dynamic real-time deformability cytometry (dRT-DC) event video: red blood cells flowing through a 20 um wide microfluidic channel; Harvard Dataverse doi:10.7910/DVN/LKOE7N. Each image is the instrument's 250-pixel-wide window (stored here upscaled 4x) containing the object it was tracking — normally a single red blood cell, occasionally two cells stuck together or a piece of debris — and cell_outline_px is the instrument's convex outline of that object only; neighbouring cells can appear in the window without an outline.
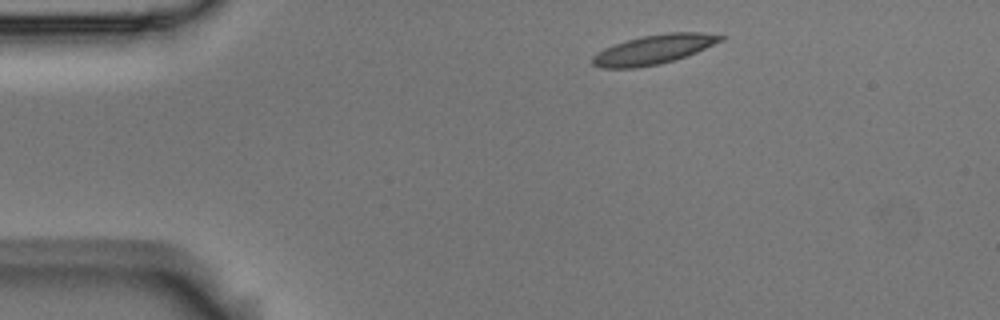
{"species": "Egyptian fruit bat (a non-hibernating species)", "species_latin": "Rousettus aegyptiacus", "temperature_condition": "room temperature", "stored_images_in_passage": 4, "camera_frame_rate_fps": 3000, "um_per_image_px": 0.085, "animal": {"sex": "male"}, "frame": {"image": 1, "passage_image": 1, "time_ms": 0.0, "image_size_px": [1000, 320], "cell_outline_px": [[728, 36], [724, 40], [696, 52], [660, 64], [636, 68], [604, 68], [592, 64], [592, 56], [596, 52], [604, 48], [640, 36], [668, 32], [700, 32]], "centroid_in_image_um": [55.58, 4.2], "position_along_channel_um": 29.4, "area_um2": 21.85}}
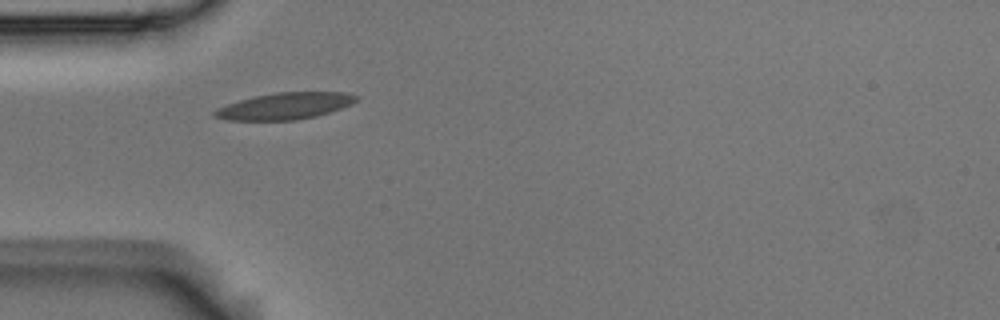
{"frame": {"image": 2, "passage_image": 3, "time_ms": 0.667, "image_size_px": [1000, 320], "cell_outline_px": [[360, 96], [352, 104], [316, 116], [296, 120], [228, 120], [212, 116], [212, 112], [216, 108], [240, 100], [256, 96], [276, 92], [344, 92]], "centroid_in_image_um": [24.2, 9.01], "position_along_channel_um": 60.8, "area_um2": 21.85}}
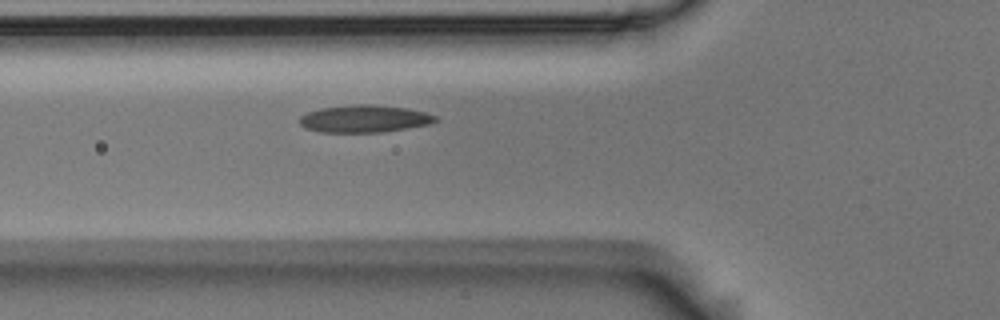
{"frame": {"image": 3, "passage_image": 4, "time_ms": 1.0, "image_size_px": [1000, 320], "cell_outline_px": [[440, 120], [428, 124], [408, 128], [380, 132], [320, 132], [304, 128], [300, 124], [300, 116], [308, 112], [320, 108], [352, 104], [372, 104], [408, 108], [424, 112], [436, 116]], "centroid_in_image_um": [30.96, 10.09], "position_along_channel_um": 94.8, "area_um2": 21.73}}